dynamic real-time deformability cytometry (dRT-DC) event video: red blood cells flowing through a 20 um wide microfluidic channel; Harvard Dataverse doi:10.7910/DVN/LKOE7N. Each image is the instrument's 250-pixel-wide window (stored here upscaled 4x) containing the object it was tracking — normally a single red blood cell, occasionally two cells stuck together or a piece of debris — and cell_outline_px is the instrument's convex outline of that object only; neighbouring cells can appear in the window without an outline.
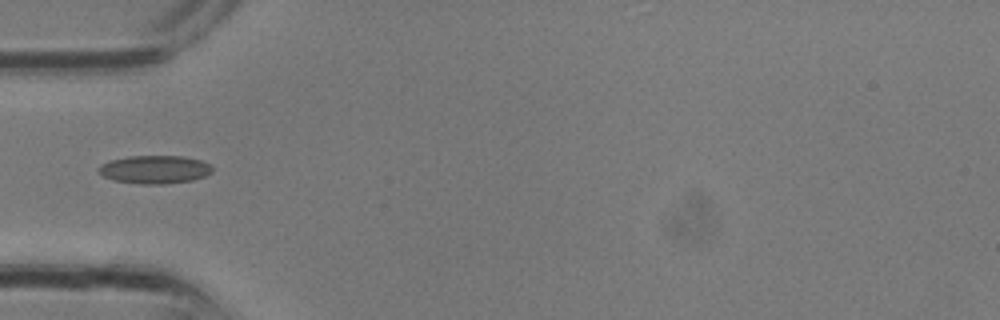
{"species": "common noctule bat (a hibernating species)", "species_latin": "Nyctalus noctula", "temperature_condition": "room temperature", "stored_images_in_passage": 12, "camera_frame_rate_fps": 3000, "um_per_image_px": 0.085, "animal": {"sex": "male", "body_mass_g": 13.3}, "frame": {"image": 1, "passage_image": 9, "time_ms": 2.667, "image_size_px": [1000, 320], "cell_outline_px": [[212, 172], [204, 176], [192, 180], [164, 184], [140, 184], [112, 180], [104, 176], [96, 168], [100, 164], [108, 160], [128, 156], [184, 156], [200, 160], [212, 164]], "centroid_in_image_um": [13.13, 14.4], "position_along_channel_um": 71.9, "area_um2": 18.84}}
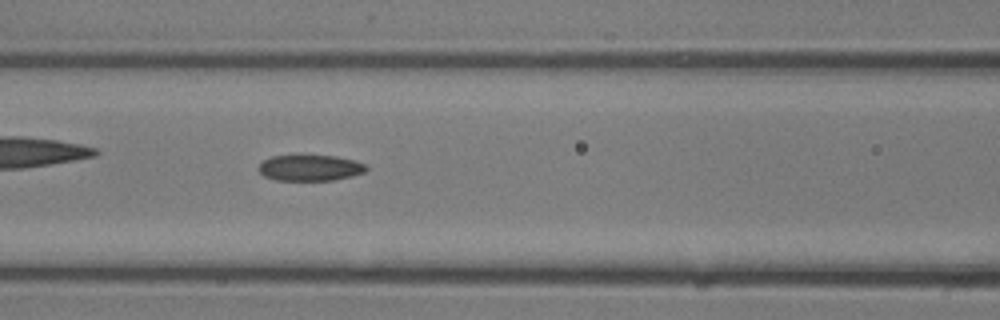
{"frame": {"image": 2, "passage_image": 12, "time_ms": 3.667, "image_size_px": [1000, 320], "cell_outline_px": [[368, 168], [364, 172], [352, 176], [332, 180], [276, 180], [264, 176], [256, 168], [264, 160], [272, 156], [300, 152], [336, 156], [356, 160], [364, 164]], "centroid_in_image_um": [26.32, 14.21], "position_along_channel_um": 140.3, "area_um2": 17.11}}